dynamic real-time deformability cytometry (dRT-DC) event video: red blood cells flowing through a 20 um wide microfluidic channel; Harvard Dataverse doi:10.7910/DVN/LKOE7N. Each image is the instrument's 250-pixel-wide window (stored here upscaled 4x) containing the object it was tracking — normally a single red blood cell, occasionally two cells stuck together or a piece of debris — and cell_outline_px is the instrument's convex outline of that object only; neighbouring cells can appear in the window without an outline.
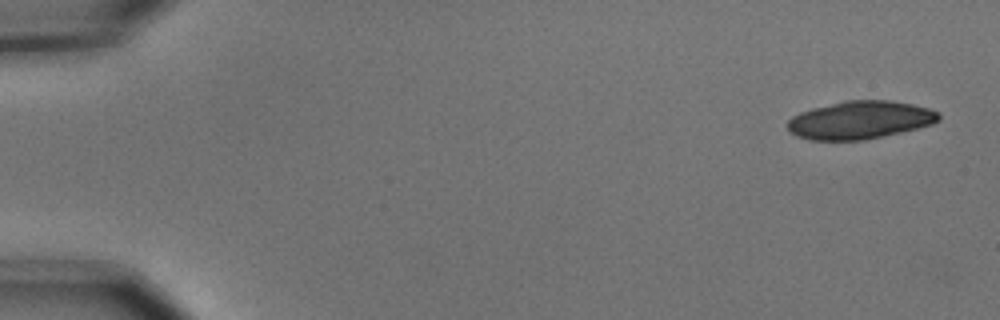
{"species": "common noctule bat (a hibernating species)", "species_latin": "Nyctalus noctula", "temperature_condition": "cold", "stored_images_in_passage": 4, "camera_frame_rate_fps": 3000, "um_per_image_px": 0.085, "animal": {"sex": "male", "body_mass_g": 15.6}, "frame": {"image": 1, "passage_image": 1, "time_ms": 0.0, "image_size_px": [1000, 320], "cell_outline_px": [[940, 120], [932, 124], [900, 132], [864, 140], [808, 140], [796, 136], [788, 128], [788, 120], [792, 116], [800, 112], [812, 108], [848, 100], [888, 100], [912, 104], [928, 108], [940, 112]], "centroid_in_image_um": [73.1, 10.2], "position_along_channel_um": 11.9, "area_um2": 33.29}}